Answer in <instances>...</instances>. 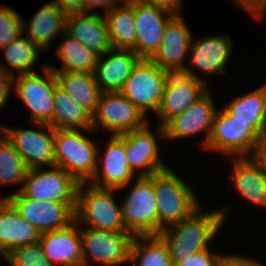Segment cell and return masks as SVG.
I'll return each instance as SVG.
<instances>
[{
  "label": "cell",
  "instance_id": "5",
  "mask_svg": "<svg viewBox=\"0 0 266 266\" xmlns=\"http://www.w3.org/2000/svg\"><path fill=\"white\" fill-rule=\"evenodd\" d=\"M263 138L247 122L233 119L225 110H217L206 143L207 149L233 157L258 155Z\"/></svg>",
  "mask_w": 266,
  "mask_h": 266
},
{
  "label": "cell",
  "instance_id": "32",
  "mask_svg": "<svg viewBox=\"0 0 266 266\" xmlns=\"http://www.w3.org/2000/svg\"><path fill=\"white\" fill-rule=\"evenodd\" d=\"M233 119L247 122L262 137L263 94L258 88L246 95L237 96L224 108Z\"/></svg>",
  "mask_w": 266,
  "mask_h": 266
},
{
  "label": "cell",
  "instance_id": "12",
  "mask_svg": "<svg viewBox=\"0 0 266 266\" xmlns=\"http://www.w3.org/2000/svg\"><path fill=\"white\" fill-rule=\"evenodd\" d=\"M20 216L40 233L59 230L75 221L76 203L38 201L27 198L21 191L4 196Z\"/></svg>",
  "mask_w": 266,
  "mask_h": 266
},
{
  "label": "cell",
  "instance_id": "1",
  "mask_svg": "<svg viewBox=\"0 0 266 266\" xmlns=\"http://www.w3.org/2000/svg\"><path fill=\"white\" fill-rule=\"evenodd\" d=\"M201 206L188 218L165 227L158 235L166 243L172 265L184 261L188 256L207 250V244L225 221L228 208L202 213ZM168 228V229H167Z\"/></svg>",
  "mask_w": 266,
  "mask_h": 266
},
{
  "label": "cell",
  "instance_id": "42",
  "mask_svg": "<svg viewBox=\"0 0 266 266\" xmlns=\"http://www.w3.org/2000/svg\"><path fill=\"white\" fill-rule=\"evenodd\" d=\"M120 0H84V12L89 13L90 10L94 8H105V13H107L117 2Z\"/></svg>",
  "mask_w": 266,
  "mask_h": 266
},
{
  "label": "cell",
  "instance_id": "17",
  "mask_svg": "<svg viewBox=\"0 0 266 266\" xmlns=\"http://www.w3.org/2000/svg\"><path fill=\"white\" fill-rule=\"evenodd\" d=\"M180 15H174L166 24L158 50L150 58L169 73H183V65L192 43L191 32Z\"/></svg>",
  "mask_w": 266,
  "mask_h": 266
},
{
  "label": "cell",
  "instance_id": "45",
  "mask_svg": "<svg viewBox=\"0 0 266 266\" xmlns=\"http://www.w3.org/2000/svg\"><path fill=\"white\" fill-rule=\"evenodd\" d=\"M239 266H263L260 262L244 257H239Z\"/></svg>",
  "mask_w": 266,
  "mask_h": 266
},
{
  "label": "cell",
  "instance_id": "33",
  "mask_svg": "<svg viewBox=\"0 0 266 266\" xmlns=\"http://www.w3.org/2000/svg\"><path fill=\"white\" fill-rule=\"evenodd\" d=\"M20 35L15 41L0 48L4 50L7 63L18 74L33 73L32 66L38 61V50L43 51L37 44L32 42L27 36Z\"/></svg>",
  "mask_w": 266,
  "mask_h": 266
},
{
  "label": "cell",
  "instance_id": "7",
  "mask_svg": "<svg viewBox=\"0 0 266 266\" xmlns=\"http://www.w3.org/2000/svg\"><path fill=\"white\" fill-rule=\"evenodd\" d=\"M169 74L150 59H140L125 80L120 93L145 116L148 111L157 112Z\"/></svg>",
  "mask_w": 266,
  "mask_h": 266
},
{
  "label": "cell",
  "instance_id": "43",
  "mask_svg": "<svg viewBox=\"0 0 266 266\" xmlns=\"http://www.w3.org/2000/svg\"><path fill=\"white\" fill-rule=\"evenodd\" d=\"M214 266H239V256L236 254L234 256L222 255Z\"/></svg>",
  "mask_w": 266,
  "mask_h": 266
},
{
  "label": "cell",
  "instance_id": "16",
  "mask_svg": "<svg viewBox=\"0 0 266 266\" xmlns=\"http://www.w3.org/2000/svg\"><path fill=\"white\" fill-rule=\"evenodd\" d=\"M211 94L207 92L201 99L189 106L183 113L176 115L163 127H159L161 137L181 139L206 131L203 145L206 147L207 140L216 113Z\"/></svg>",
  "mask_w": 266,
  "mask_h": 266
},
{
  "label": "cell",
  "instance_id": "34",
  "mask_svg": "<svg viewBox=\"0 0 266 266\" xmlns=\"http://www.w3.org/2000/svg\"><path fill=\"white\" fill-rule=\"evenodd\" d=\"M27 170L15 148L5 137L0 138V186L20 182L23 184Z\"/></svg>",
  "mask_w": 266,
  "mask_h": 266
},
{
  "label": "cell",
  "instance_id": "13",
  "mask_svg": "<svg viewBox=\"0 0 266 266\" xmlns=\"http://www.w3.org/2000/svg\"><path fill=\"white\" fill-rule=\"evenodd\" d=\"M34 125L37 129H44L47 132L6 126H1V132L20 154L28 169L42 167L44 164L55 166V129L43 123H34Z\"/></svg>",
  "mask_w": 266,
  "mask_h": 266
},
{
  "label": "cell",
  "instance_id": "18",
  "mask_svg": "<svg viewBox=\"0 0 266 266\" xmlns=\"http://www.w3.org/2000/svg\"><path fill=\"white\" fill-rule=\"evenodd\" d=\"M173 16L164 9L134 1L137 36L132 51L141 59H150L158 50L165 26Z\"/></svg>",
  "mask_w": 266,
  "mask_h": 266
},
{
  "label": "cell",
  "instance_id": "39",
  "mask_svg": "<svg viewBox=\"0 0 266 266\" xmlns=\"http://www.w3.org/2000/svg\"><path fill=\"white\" fill-rule=\"evenodd\" d=\"M240 7L245 9L257 19H261L266 11V0H235Z\"/></svg>",
  "mask_w": 266,
  "mask_h": 266
},
{
  "label": "cell",
  "instance_id": "40",
  "mask_svg": "<svg viewBox=\"0 0 266 266\" xmlns=\"http://www.w3.org/2000/svg\"><path fill=\"white\" fill-rule=\"evenodd\" d=\"M146 5L155 6L170 12L173 15H179L182 0H134Z\"/></svg>",
  "mask_w": 266,
  "mask_h": 266
},
{
  "label": "cell",
  "instance_id": "21",
  "mask_svg": "<svg viewBox=\"0 0 266 266\" xmlns=\"http://www.w3.org/2000/svg\"><path fill=\"white\" fill-rule=\"evenodd\" d=\"M40 232L24 220L6 199H0V255L39 242Z\"/></svg>",
  "mask_w": 266,
  "mask_h": 266
},
{
  "label": "cell",
  "instance_id": "31",
  "mask_svg": "<svg viewBox=\"0 0 266 266\" xmlns=\"http://www.w3.org/2000/svg\"><path fill=\"white\" fill-rule=\"evenodd\" d=\"M129 261L138 262L136 266H173L168 247L159 235L134 236Z\"/></svg>",
  "mask_w": 266,
  "mask_h": 266
},
{
  "label": "cell",
  "instance_id": "44",
  "mask_svg": "<svg viewBox=\"0 0 266 266\" xmlns=\"http://www.w3.org/2000/svg\"><path fill=\"white\" fill-rule=\"evenodd\" d=\"M263 94L262 138L266 137V83L259 88Z\"/></svg>",
  "mask_w": 266,
  "mask_h": 266
},
{
  "label": "cell",
  "instance_id": "24",
  "mask_svg": "<svg viewBox=\"0 0 266 266\" xmlns=\"http://www.w3.org/2000/svg\"><path fill=\"white\" fill-rule=\"evenodd\" d=\"M233 158V185L247 200L266 207V167L258 156Z\"/></svg>",
  "mask_w": 266,
  "mask_h": 266
},
{
  "label": "cell",
  "instance_id": "23",
  "mask_svg": "<svg viewBox=\"0 0 266 266\" xmlns=\"http://www.w3.org/2000/svg\"><path fill=\"white\" fill-rule=\"evenodd\" d=\"M125 149L132 171L142 168L139 176H151L168 168L158 157V145L148 123L143 128L125 133Z\"/></svg>",
  "mask_w": 266,
  "mask_h": 266
},
{
  "label": "cell",
  "instance_id": "3",
  "mask_svg": "<svg viewBox=\"0 0 266 266\" xmlns=\"http://www.w3.org/2000/svg\"><path fill=\"white\" fill-rule=\"evenodd\" d=\"M115 191L116 189L98 188L87 182H80L77 188L75 221L86 223L88 228L97 230L127 232L122 219V207L112 197Z\"/></svg>",
  "mask_w": 266,
  "mask_h": 266
},
{
  "label": "cell",
  "instance_id": "38",
  "mask_svg": "<svg viewBox=\"0 0 266 266\" xmlns=\"http://www.w3.org/2000/svg\"><path fill=\"white\" fill-rule=\"evenodd\" d=\"M14 70L7 69L0 63V110L4 107L10 95L11 86H13Z\"/></svg>",
  "mask_w": 266,
  "mask_h": 266
},
{
  "label": "cell",
  "instance_id": "28",
  "mask_svg": "<svg viewBox=\"0 0 266 266\" xmlns=\"http://www.w3.org/2000/svg\"><path fill=\"white\" fill-rule=\"evenodd\" d=\"M58 85L86 111L93 115L97 109L101 90L95 76L88 72H54Z\"/></svg>",
  "mask_w": 266,
  "mask_h": 266
},
{
  "label": "cell",
  "instance_id": "35",
  "mask_svg": "<svg viewBox=\"0 0 266 266\" xmlns=\"http://www.w3.org/2000/svg\"><path fill=\"white\" fill-rule=\"evenodd\" d=\"M4 259L11 266H56L46 258L40 242L16 248L9 252Z\"/></svg>",
  "mask_w": 266,
  "mask_h": 266
},
{
  "label": "cell",
  "instance_id": "41",
  "mask_svg": "<svg viewBox=\"0 0 266 266\" xmlns=\"http://www.w3.org/2000/svg\"><path fill=\"white\" fill-rule=\"evenodd\" d=\"M64 13L84 12V0H53Z\"/></svg>",
  "mask_w": 266,
  "mask_h": 266
},
{
  "label": "cell",
  "instance_id": "26",
  "mask_svg": "<svg viewBox=\"0 0 266 266\" xmlns=\"http://www.w3.org/2000/svg\"><path fill=\"white\" fill-rule=\"evenodd\" d=\"M66 17L67 14L50 1L33 15L27 26L22 20V33L25 32L26 36L41 49L47 50L51 40L65 32Z\"/></svg>",
  "mask_w": 266,
  "mask_h": 266
},
{
  "label": "cell",
  "instance_id": "20",
  "mask_svg": "<svg viewBox=\"0 0 266 266\" xmlns=\"http://www.w3.org/2000/svg\"><path fill=\"white\" fill-rule=\"evenodd\" d=\"M140 59L130 49L112 48L105 54L100 55L94 76L101 92H120L125 80Z\"/></svg>",
  "mask_w": 266,
  "mask_h": 266
},
{
  "label": "cell",
  "instance_id": "14",
  "mask_svg": "<svg viewBox=\"0 0 266 266\" xmlns=\"http://www.w3.org/2000/svg\"><path fill=\"white\" fill-rule=\"evenodd\" d=\"M187 67L183 73H170L167 77L160 106L157 110L164 126L176 115L183 113L189 106L201 99L208 90L203 78Z\"/></svg>",
  "mask_w": 266,
  "mask_h": 266
},
{
  "label": "cell",
  "instance_id": "46",
  "mask_svg": "<svg viewBox=\"0 0 266 266\" xmlns=\"http://www.w3.org/2000/svg\"><path fill=\"white\" fill-rule=\"evenodd\" d=\"M258 156L262 159V161L264 162V165L266 167V137L263 138V140H262Z\"/></svg>",
  "mask_w": 266,
  "mask_h": 266
},
{
  "label": "cell",
  "instance_id": "27",
  "mask_svg": "<svg viewBox=\"0 0 266 266\" xmlns=\"http://www.w3.org/2000/svg\"><path fill=\"white\" fill-rule=\"evenodd\" d=\"M124 5L116 4L105 13L104 20L112 48L130 49L135 47L136 26L134 17V0H120Z\"/></svg>",
  "mask_w": 266,
  "mask_h": 266
},
{
  "label": "cell",
  "instance_id": "11",
  "mask_svg": "<svg viewBox=\"0 0 266 266\" xmlns=\"http://www.w3.org/2000/svg\"><path fill=\"white\" fill-rule=\"evenodd\" d=\"M145 115L120 92H103L95 113L92 129H108L111 135H122L143 128L148 121Z\"/></svg>",
  "mask_w": 266,
  "mask_h": 266
},
{
  "label": "cell",
  "instance_id": "2",
  "mask_svg": "<svg viewBox=\"0 0 266 266\" xmlns=\"http://www.w3.org/2000/svg\"><path fill=\"white\" fill-rule=\"evenodd\" d=\"M153 186L158 204V234L168 225L188 218L201 204L180 177L170 169L153 174Z\"/></svg>",
  "mask_w": 266,
  "mask_h": 266
},
{
  "label": "cell",
  "instance_id": "22",
  "mask_svg": "<svg viewBox=\"0 0 266 266\" xmlns=\"http://www.w3.org/2000/svg\"><path fill=\"white\" fill-rule=\"evenodd\" d=\"M65 32L99 56L112 49L106 23L100 13L67 14Z\"/></svg>",
  "mask_w": 266,
  "mask_h": 266
},
{
  "label": "cell",
  "instance_id": "15",
  "mask_svg": "<svg viewBox=\"0 0 266 266\" xmlns=\"http://www.w3.org/2000/svg\"><path fill=\"white\" fill-rule=\"evenodd\" d=\"M101 158L102 160L97 156V164L102 163L101 168L97 165L95 174L87 183L104 189H121L127 186L135 172L127 161L125 134L111 135Z\"/></svg>",
  "mask_w": 266,
  "mask_h": 266
},
{
  "label": "cell",
  "instance_id": "4",
  "mask_svg": "<svg viewBox=\"0 0 266 266\" xmlns=\"http://www.w3.org/2000/svg\"><path fill=\"white\" fill-rule=\"evenodd\" d=\"M55 166L61 167L79 183L95 174L100 150L81 130L55 129Z\"/></svg>",
  "mask_w": 266,
  "mask_h": 266
},
{
  "label": "cell",
  "instance_id": "36",
  "mask_svg": "<svg viewBox=\"0 0 266 266\" xmlns=\"http://www.w3.org/2000/svg\"><path fill=\"white\" fill-rule=\"evenodd\" d=\"M22 17L12 8L0 5V48L15 41L22 33Z\"/></svg>",
  "mask_w": 266,
  "mask_h": 266
},
{
  "label": "cell",
  "instance_id": "6",
  "mask_svg": "<svg viewBox=\"0 0 266 266\" xmlns=\"http://www.w3.org/2000/svg\"><path fill=\"white\" fill-rule=\"evenodd\" d=\"M122 207L126 231L133 236L158 235V204L151 176H138Z\"/></svg>",
  "mask_w": 266,
  "mask_h": 266
},
{
  "label": "cell",
  "instance_id": "30",
  "mask_svg": "<svg viewBox=\"0 0 266 266\" xmlns=\"http://www.w3.org/2000/svg\"><path fill=\"white\" fill-rule=\"evenodd\" d=\"M65 40L58 46L57 55L63 62L61 69L49 67L54 72H88L94 74L99 55L64 32Z\"/></svg>",
  "mask_w": 266,
  "mask_h": 266
},
{
  "label": "cell",
  "instance_id": "25",
  "mask_svg": "<svg viewBox=\"0 0 266 266\" xmlns=\"http://www.w3.org/2000/svg\"><path fill=\"white\" fill-rule=\"evenodd\" d=\"M232 42L229 37L207 36L198 42L193 41L188 58L192 66L197 68L203 74H222L225 72L227 61L230 57Z\"/></svg>",
  "mask_w": 266,
  "mask_h": 266
},
{
  "label": "cell",
  "instance_id": "10",
  "mask_svg": "<svg viewBox=\"0 0 266 266\" xmlns=\"http://www.w3.org/2000/svg\"><path fill=\"white\" fill-rule=\"evenodd\" d=\"M81 247L84 266L89 257L101 266H117L129 261L134 236L129 232L81 229Z\"/></svg>",
  "mask_w": 266,
  "mask_h": 266
},
{
  "label": "cell",
  "instance_id": "8",
  "mask_svg": "<svg viewBox=\"0 0 266 266\" xmlns=\"http://www.w3.org/2000/svg\"><path fill=\"white\" fill-rule=\"evenodd\" d=\"M43 67L44 77L37 72L14 75L13 88L30 109L31 121L48 124L53 128L54 89L58 83L54 71L47 66Z\"/></svg>",
  "mask_w": 266,
  "mask_h": 266
},
{
  "label": "cell",
  "instance_id": "19",
  "mask_svg": "<svg viewBox=\"0 0 266 266\" xmlns=\"http://www.w3.org/2000/svg\"><path fill=\"white\" fill-rule=\"evenodd\" d=\"M77 225L78 222L74 221L65 228L40 234L39 242L45 256L54 265L84 266L80 229Z\"/></svg>",
  "mask_w": 266,
  "mask_h": 266
},
{
  "label": "cell",
  "instance_id": "29",
  "mask_svg": "<svg viewBox=\"0 0 266 266\" xmlns=\"http://www.w3.org/2000/svg\"><path fill=\"white\" fill-rule=\"evenodd\" d=\"M53 128L92 131V115L79 106L58 84L54 89Z\"/></svg>",
  "mask_w": 266,
  "mask_h": 266
},
{
  "label": "cell",
  "instance_id": "37",
  "mask_svg": "<svg viewBox=\"0 0 266 266\" xmlns=\"http://www.w3.org/2000/svg\"><path fill=\"white\" fill-rule=\"evenodd\" d=\"M222 256L209 252V249L188 256L184 261L176 266H214L217 260Z\"/></svg>",
  "mask_w": 266,
  "mask_h": 266
},
{
  "label": "cell",
  "instance_id": "9",
  "mask_svg": "<svg viewBox=\"0 0 266 266\" xmlns=\"http://www.w3.org/2000/svg\"><path fill=\"white\" fill-rule=\"evenodd\" d=\"M51 168V169H50ZM27 170L21 191L27 198L38 201L76 203L79 182L61 167L51 166Z\"/></svg>",
  "mask_w": 266,
  "mask_h": 266
}]
</instances>
